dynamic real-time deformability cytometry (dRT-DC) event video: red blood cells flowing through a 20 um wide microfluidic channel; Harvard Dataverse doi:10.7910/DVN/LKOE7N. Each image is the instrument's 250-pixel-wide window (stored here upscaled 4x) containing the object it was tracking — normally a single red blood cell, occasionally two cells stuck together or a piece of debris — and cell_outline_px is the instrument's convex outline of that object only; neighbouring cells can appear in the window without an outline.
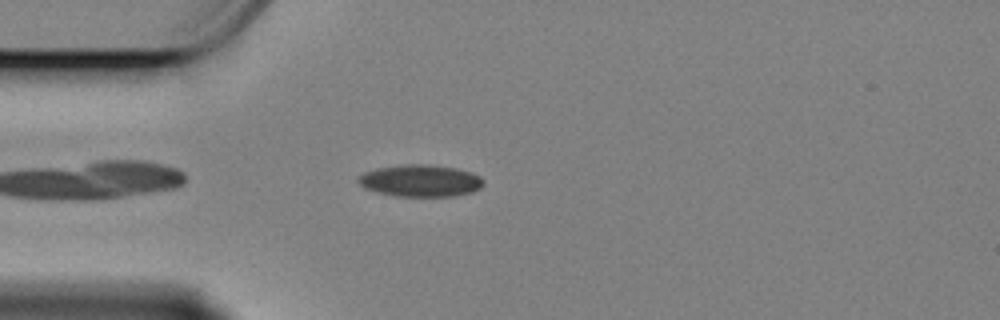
{"species": "Egyptian fruit bat (a non-hibernating species)", "species_latin": "Rousettus aegyptiacus", "temperature_condition": "cold", "stored_images_in_passage": 47, "camera_frame_rate_fps": 3000, "um_per_image_px": 0.085, "animal": {"sex": "female"}, "frame": {"image": 1, "passage_image": 4, "time_ms": 1.0, "image_size_px": [1000, 320], "cell_outline_px": [[484, 184], [480, 188], [472, 192], [452, 196], [396, 196], [364, 188], [356, 180], [364, 172], [376, 168], [400, 164], [428, 164], [456, 168], [472, 172], [480, 176], [484, 180]], "centroid_in_image_um": [35.75, 15.35], "position_along_channel_um": 49.2, "area_um2": 23.41}}
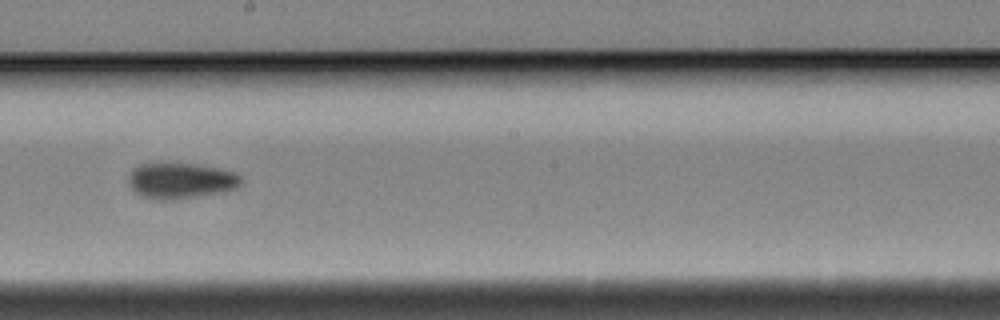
{"frame": {"image": 2, "passage_image": 21, "time_ms": 6.667, "image_size_px": [1000, 320], "cell_outline_px": [[240, 184], [236, 188], [224, 192], [172, 200], [152, 200], [140, 196], [128, 184], [128, 176], [132, 168], [140, 164], [160, 160], [196, 164], [216, 168], [232, 172], [240, 176]], "centroid_in_image_um": [15.26, 15.33], "position_along_channel_um": 232.9, "area_um2": 24.22}}
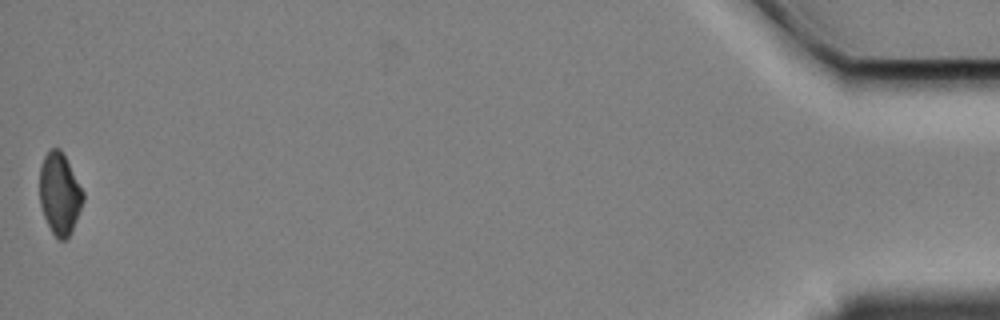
{"frame": {"image": 3, "passage_image": 47, "time_ms": 15.333, "image_size_px": [1000, 320], "cell_outline_px": [[84, 200], [72, 232], [64, 240], [60, 240], [52, 232], [44, 216], [40, 204], [40, 168], [44, 156], [52, 148], [60, 148], [84, 192]], "centroid_in_image_um": [5.08, 16.48], "position_along_channel_um": 430.1, "area_um2": 20.46}, "authors_computed_cell_mechanics": {"area_um2": 22.4264, "velocity_mm_per_s": 3.3905, "shape_relaxation_time_tau1_ms": 2.8376, "shape_relaxation_time_tau2_ms": 7.843, "deformation_change_tau1": 0.0962, "deformation_change_tau2": 0.111}}